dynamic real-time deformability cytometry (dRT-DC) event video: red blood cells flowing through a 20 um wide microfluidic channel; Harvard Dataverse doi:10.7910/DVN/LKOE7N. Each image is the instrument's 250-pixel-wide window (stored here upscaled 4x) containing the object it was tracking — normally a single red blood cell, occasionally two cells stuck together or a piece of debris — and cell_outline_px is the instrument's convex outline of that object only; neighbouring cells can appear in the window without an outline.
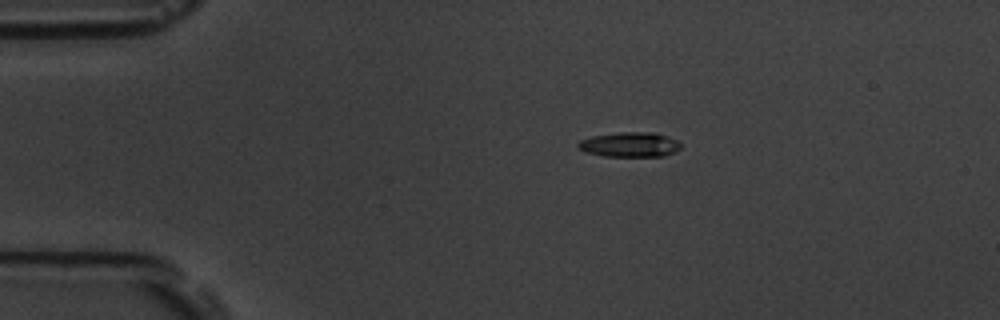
{"species": "common noctule bat (a hibernating species)", "species_latin": "Nyctalus noctula", "temperature_condition": "room temperature", "stored_images_in_passage": 14, "camera_frame_rate_fps": 3000, "um_per_image_px": 0.085, "animal": {"sex": "male", "body_mass_g": 19.5, "forearm_length_mm": 54.6}, "frame": {"image": 1, "passage_image": 2, "time_ms": 1.667, "image_size_px": [1000, 320], "cell_outline_px": [[680, 148], [676, 152], [664, 156], [604, 156], [584, 152], [576, 144], [580, 140], [592, 136], [620, 132], [652, 132], [676, 140], [680, 144]], "centroid_in_image_um": [53.51, 12.29], "position_along_channel_um": 31.5, "area_um2": 14.74}}
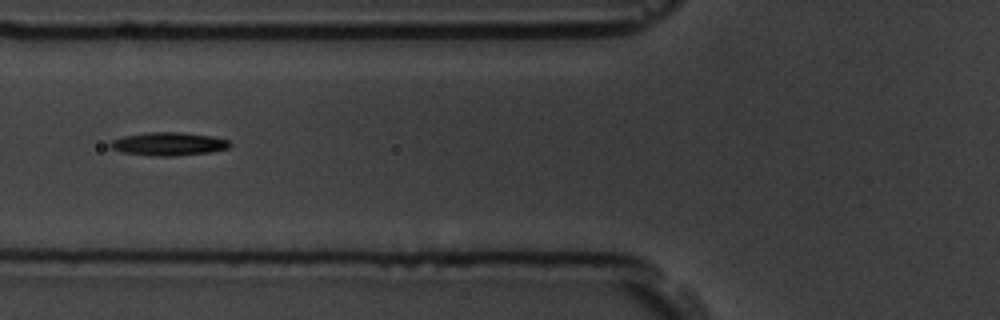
{"frame": {"image": 2, "passage_image": 5, "time_ms": 5.333, "image_size_px": [1000, 320], "cell_outline_px": [[232, 144], [228, 148], [212, 152], [176, 156], [152, 156], [124, 152], [112, 148], [108, 144], [112, 140], [124, 136], [148, 132], [180, 132], [212, 136], [228, 140]], "centroid_in_image_um": [14.36, 12.23], "position_along_channel_um": 111.4, "area_um2": 16.18}}
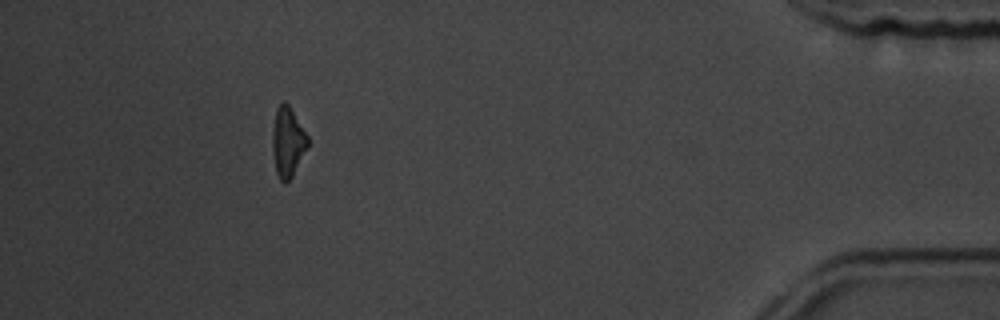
{"frame": {"image": 3, "passage_image": 13, "time_ms": 15.333, "image_size_px": [1000, 320], "cell_outline_px": [[308, 144], [292, 176], [284, 184], [280, 180], [276, 172], [272, 148], [272, 132], [276, 108], [284, 100], [288, 104], [308, 136]], "centroid_in_image_um": [24.43, 12.05], "position_along_channel_um": 410.8, "area_um2": 14.1}}